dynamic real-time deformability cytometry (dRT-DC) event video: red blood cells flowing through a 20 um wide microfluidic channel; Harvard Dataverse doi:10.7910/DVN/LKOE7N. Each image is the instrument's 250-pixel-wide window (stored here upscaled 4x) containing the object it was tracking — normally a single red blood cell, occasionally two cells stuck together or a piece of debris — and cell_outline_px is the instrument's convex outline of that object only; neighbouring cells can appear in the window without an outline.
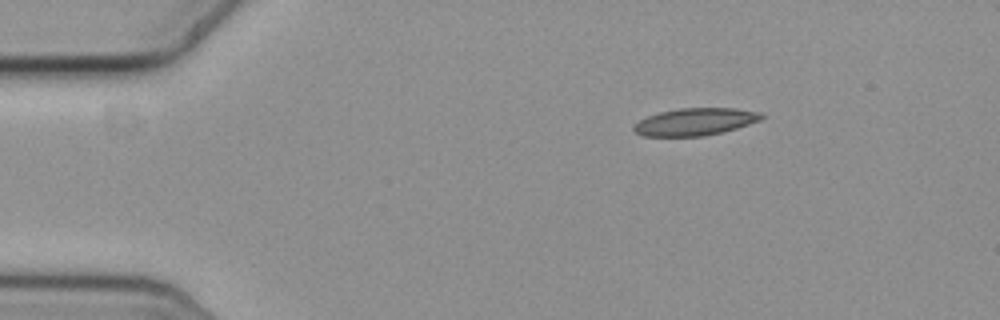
{"species": "common noctule bat (a hibernating species)", "species_latin": "Nyctalus noctula", "temperature_condition": "cold", "stored_images_in_passage": 20, "camera_frame_rate_fps": 3000, "um_per_image_px": 0.085, "animal": {"sex": "female", "body_mass_g": 19.3, "forearm_length_mm": 54.1}, "frame": {"image": 1, "passage_image": 1, "time_ms": 0.0, "image_size_px": [1000, 320], "cell_outline_px": [[764, 116], [760, 120], [724, 132], [704, 136], [644, 136], [636, 132], [632, 128], [640, 120], [648, 116], [660, 112], [680, 108], [736, 108], [760, 112]], "centroid_in_image_um": [59.11, 10.35], "position_along_channel_um": 25.9, "area_um2": 20.17}}
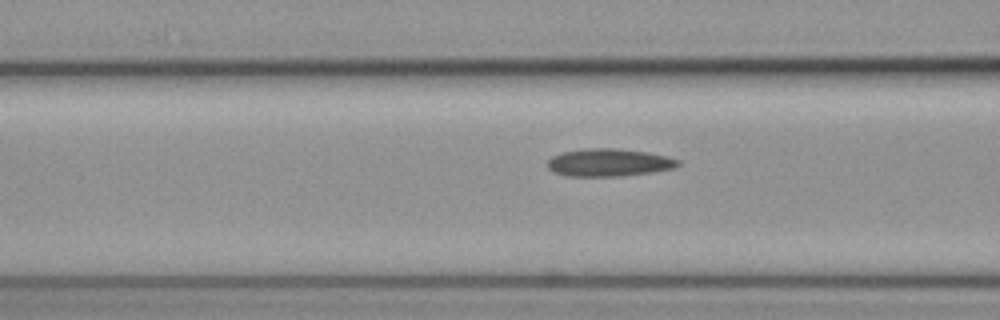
{"frame": {"image": 2, "passage_image": 14, "time_ms": 4.333, "image_size_px": [1000, 320], "cell_outline_px": [[680, 164], [672, 168], [652, 172], [620, 176], [568, 176], [552, 172], [548, 168], [548, 160], [552, 156], [564, 152], [588, 148], [616, 148], [648, 152], [668, 156], [680, 160]], "centroid_in_image_um": [51.76, 13.81], "position_along_channel_um": 114.8, "area_um2": 21.04}}
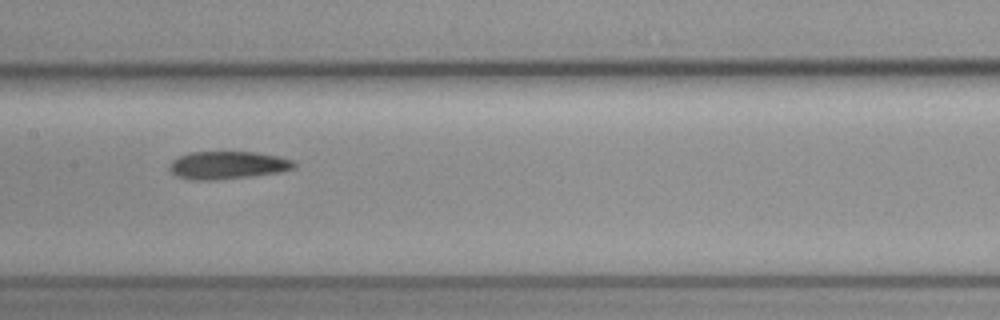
{"frame": {"image": 3, "passage_image": 20, "time_ms": 6.333, "image_size_px": [1000, 320], "cell_outline_px": [[296, 164], [292, 168], [276, 172], [248, 176], [216, 180], [188, 180], [176, 176], [168, 168], [168, 164], [172, 160], [188, 152], [256, 152], [276, 156], [292, 160]], "centroid_in_image_um": [19.25, 14.04], "position_along_channel_um": 188.2, "area_um2": 20.0}}